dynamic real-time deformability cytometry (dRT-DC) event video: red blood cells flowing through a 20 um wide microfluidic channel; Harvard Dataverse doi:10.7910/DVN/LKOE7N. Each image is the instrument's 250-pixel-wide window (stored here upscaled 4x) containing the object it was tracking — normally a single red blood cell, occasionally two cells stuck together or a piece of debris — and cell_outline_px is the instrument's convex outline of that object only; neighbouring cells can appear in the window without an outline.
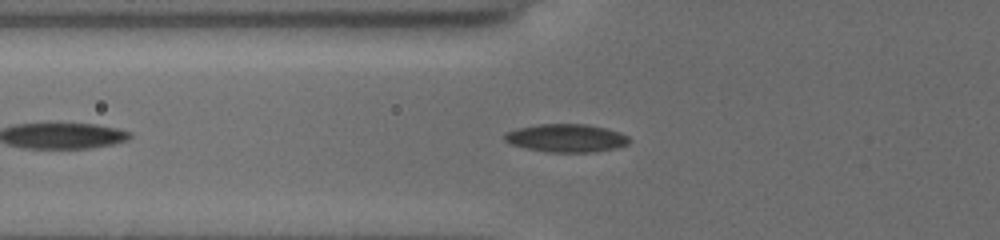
{"species": "common noctule bat (a hibernating species)", "species_latin": "Nyctalus noctula", "temperature_condition": "cold", "stored_images_in_passage": 18, "camera_frame_rate_fps": 3000, "um_per_image_px": 0.085, "animal": {"sex": "female", "body_mass_g": 19.5, "forearm_length_mm": 54.1}, "frame": {"image": 1, "passage_image": 11, "time_ms": 5.333, "image_size_px": [1000, 240], "cell_outline_px": [[628, 144], [616, 148], [592, 152], [548, 152], [524, 148], [508, 144], [504, 140], [504, 136], [508, 132], [520, 128], [540, 124], [588, 124], [620, 132], [628, 136]], "centroid_in_image_um": [48.12, 11.74], "position_along_channel_um": 77.7, "area_um2": 20.29}}
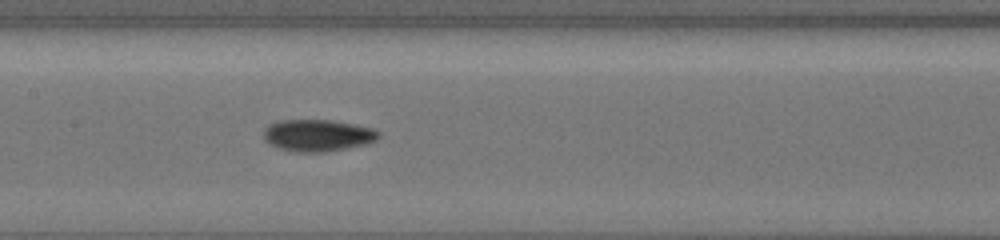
{"frame": {"image": 2, "passage_image": 16, "time_ms": 8.0, "image_size_px": [1000, 240], "cell_outline_px": [[380, 136], [376, 140], [368, 144], [324, 152], [292, 152], [280, 148], [264, 140], [264, 128], [280, 120], [332, 120], [372, 128], [380, 132]], "centroid_in_image_um": [27.02, 11.51], "position_along_channel_um": 180.4, "area_um2": 21.27}}
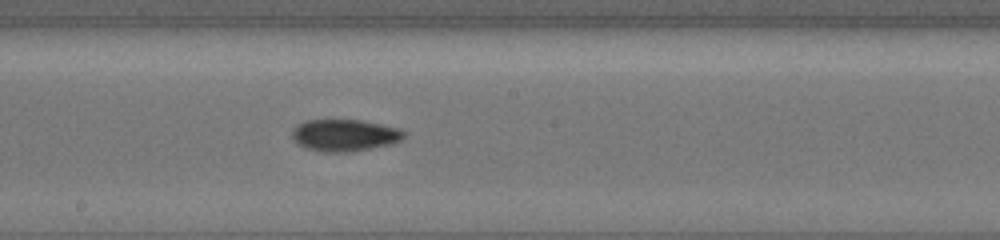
{"frame": {"image": 3, "passage_image": 18, "time_ms": 9.0, "image_size_px": [1000, 240], "cell_outline_px": [[404, 136], [400, 140], [388, 144], [352, 152], [324, 152], [308, 148], [300, 144], [292, 136], [292, 132], [296, 124], [304, 120], [360, 120], [400, 128], [404, 132]], "centroid_in_image_um": [29.28, 11.48], "position_along_channel_um": 218.9, "area_um2": 20.52}}